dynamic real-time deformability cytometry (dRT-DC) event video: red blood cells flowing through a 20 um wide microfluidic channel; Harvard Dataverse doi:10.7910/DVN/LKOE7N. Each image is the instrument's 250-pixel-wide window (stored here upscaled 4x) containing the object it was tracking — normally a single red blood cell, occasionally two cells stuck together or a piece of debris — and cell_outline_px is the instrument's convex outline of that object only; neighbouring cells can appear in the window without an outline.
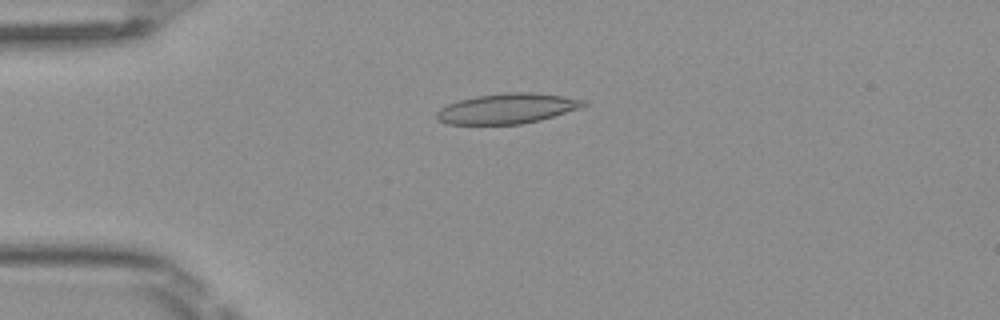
{"species": "Egyptian fruit bat (a non-hibernating species)", "species_latin": "Rousettus aegyptiacus", "temperature_condition": "room temperature", "stored_images_in_passage": 39, "camera_frame_rate_fps": 3000, "um_per_image_px": 0.085, "frame": {"image": 1, "passage_image": 2, "time_ms": 0.333, "image_size_px": [1000, 320], "cell_outline_px": [[588, 104], [580, 108], [540, 120], [520, 124], [448, 124], [440, 120], [436, 116], [436, 112], [440, 108], [448, 104], [460, 100], [476, 96], [504, 92], [532, 92], [560, 96], [584, 100]], "centroid_in_image_um": [43.1, 9.22], "position_along_channel_um": 41.9, "area_um2": 25.61}}
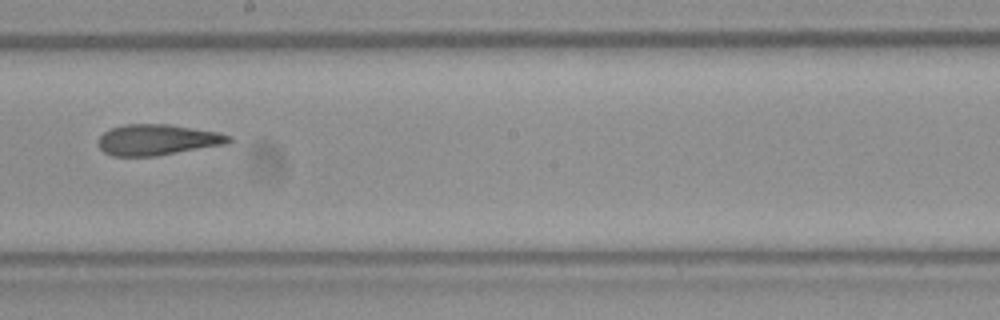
{"frame": {"image": 2, "passage_image": 18, "time_ms": 5.667, "image_size_px": [1000, 320], "cell_outline_px": [[232, 140], [224, 144], [156, 156], [112, 156], [104, 152], [100, 148], [96, 140], [104, 132], [112, 128], [124, 124], [168, 124], [220, 132], [232, 136]], "centroid_in_image_um": [13.36, 11.88], "position_along_channel_um": 234.8, "area_um2": 23.47}}
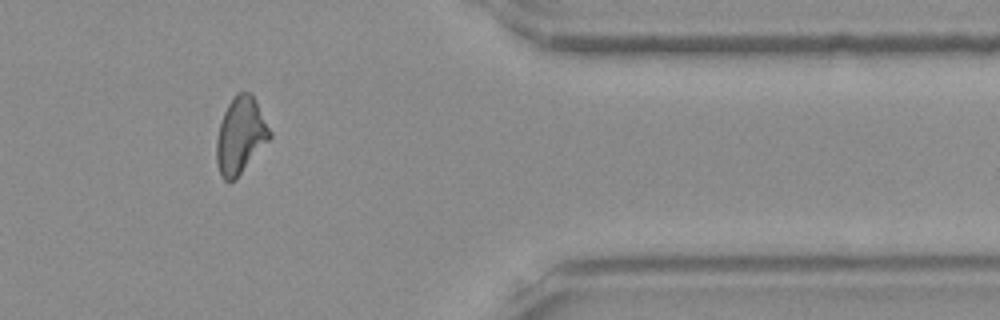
{"frame": {"image": 3, "passage_image": 31, "time_ms": 10.0, "image_size_px": [1000, 320], "cell_outline_px": [[272, 136], [236, 180], [228, 184], [220, 176], [216, 164], [216, 140], [220, 124], [224, 112], [228, 104], [236, 92], [252, 92], [272, 132]], "centroid_in_image_um": [20.43, 11.55], "position_along_channel_um": 391.0, "area_um2": 24.1}, "authors_computed_cell_mechanics": {"area_um2": 23.7558, "velocity_mm_per_s": 4.0934, "shape_relaxation_time_tau1_ms": null, "shape_relaxation_time_tau2_ms": 3.8193, "deformation_change_tau1": null, "deformation_change_tau2": 0.1283}}